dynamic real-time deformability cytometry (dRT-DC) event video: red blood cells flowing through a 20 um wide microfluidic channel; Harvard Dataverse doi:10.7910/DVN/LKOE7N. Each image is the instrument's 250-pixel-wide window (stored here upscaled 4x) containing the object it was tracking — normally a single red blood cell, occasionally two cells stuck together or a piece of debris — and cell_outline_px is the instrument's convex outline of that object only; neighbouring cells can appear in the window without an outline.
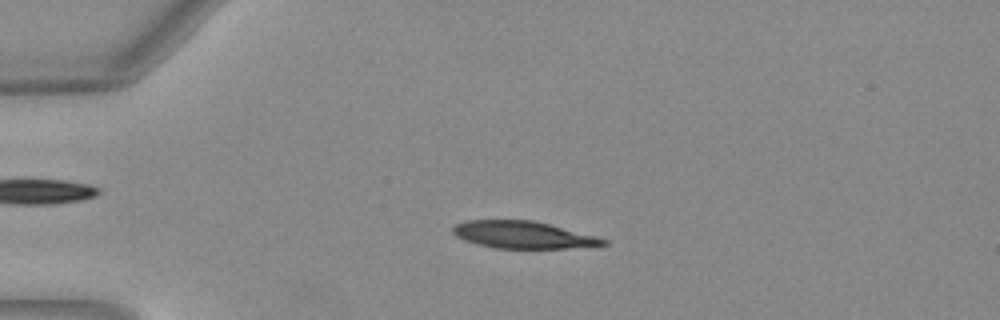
{"species": "Egyptian fruit bat (a non-hibernating species)", "species_latin": "Rousettus aegyptiacus", "temperature_condition": "warm", "stored_images_in_passage": 50, "camera_frame_rate_fps": 3000, "um_per_image_px": 0.085, "animal": {"sex": "female"}, "frame": {"image": 1, "passage_image": 12, "time_ms": 3.667, "image_size_px": [1000, 320], "cell_outline_px": [[608, 244], [568, 248], [496, 248], [464, 240], [456, 236], [452, 232], [452, 228], [456, 224], [468, 220], [532, 220], [596, 236], [608, 240]], "centroid_in_image_um": [44.44, 19.96], "position_along_channel_um": 40.6, "area_um2": 23.47}}
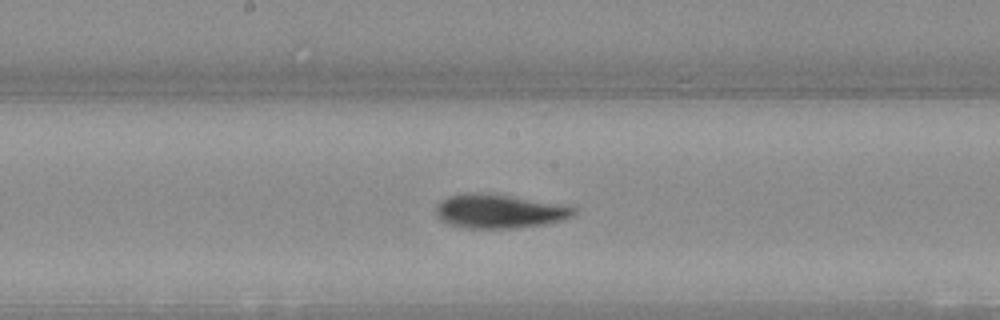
{"frame": {"image": 2, "passage_image": 27, "time_ms": 8.667, "image_size_px": [1000, 320], "cell_outline_px": [[576, 212], [572, 216], [560, 220], [544, 224], [512, 228], [468, 228], [452, 224], [440, 220], [436, 212], [436, 208], [440, 200], [448, 196], [464, 192], [492, 192], [568, 204], [576, 208]], "centroid_in_image_um": [42.47, 17.91], "position_along_channel_um": 205.7, "area_um2": 27.86}}
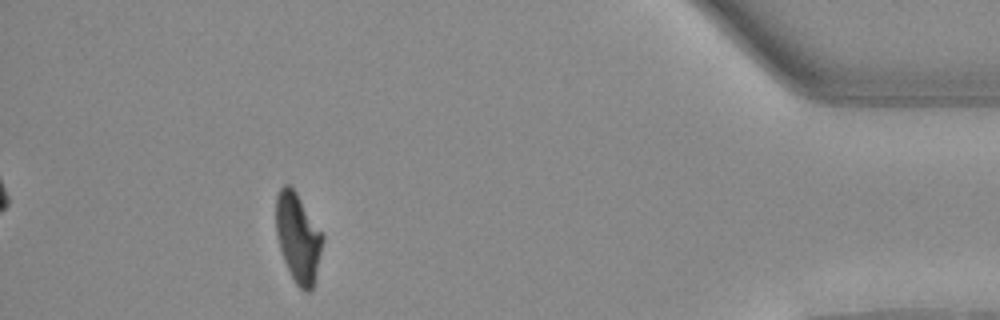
{"frame": {"image": 3, "passage_image": 46, "time_ms": 15.0, "image_size_px": [1000, 320], "cell_outline_px": [[324, 240], [312, 288], [308, 292], [304, 292], [296, 284], [284, 260], [276, 236], [276, 196], [280, 188], [284, 184], [288, 184], [296, 192], [324, 236]], "centroid_in_image_um": [25.32, 20.19], "position_along_channel_um": 409.9, "area_um2": 23.87}, "authors_computed_cell_mechanics": {"area_um2": 24.9696, "velocity_mm_per_s": 4.024, "shape_relaxation_time_tau1_ms": 5.704, "shape_relaxation_time_tau2_ms": 3.5657, "deformation_change_tau1": 0.228, "deformation_change_tau2": 0.0909}}